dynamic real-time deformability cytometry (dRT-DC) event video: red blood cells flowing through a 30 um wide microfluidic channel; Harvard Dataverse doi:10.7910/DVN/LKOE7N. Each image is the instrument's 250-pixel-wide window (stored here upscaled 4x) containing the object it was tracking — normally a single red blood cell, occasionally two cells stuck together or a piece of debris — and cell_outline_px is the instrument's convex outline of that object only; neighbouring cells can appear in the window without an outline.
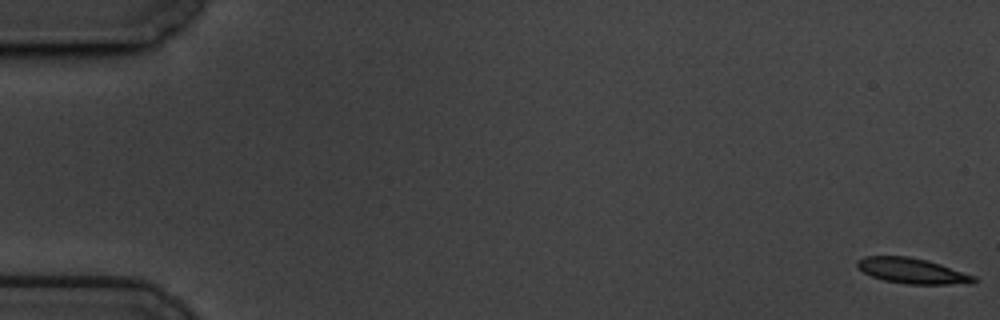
{"species": "common noctule bat (a hibernating species)", "species_latin": "Nyctalus noctula", "temperature_condition": "cold", "stored_images_in_passage": 59, "camera_frame_rate_fps": 3000, "um_per_image_px": 0.085, "animal": {"sex": "male", "body_mass_g": 19.5, "forearm_length_mm": 54.6}, "frame": {"image": 1, "passage_image": 1, "time_ms": 0.0, "image_size_px": [1000, 320], "cell_outline_px": [[976, 284], [908, 284], [884, 280], [872, 276], [864, 272], [856, 264], [856, 260], [864, 256], [908, 256], [928, 260], [976, 276]], "centroid_in_image_um": [77.57, 23.02], "position_along_channel_um": 7.4, "area_um2": 17.34}}
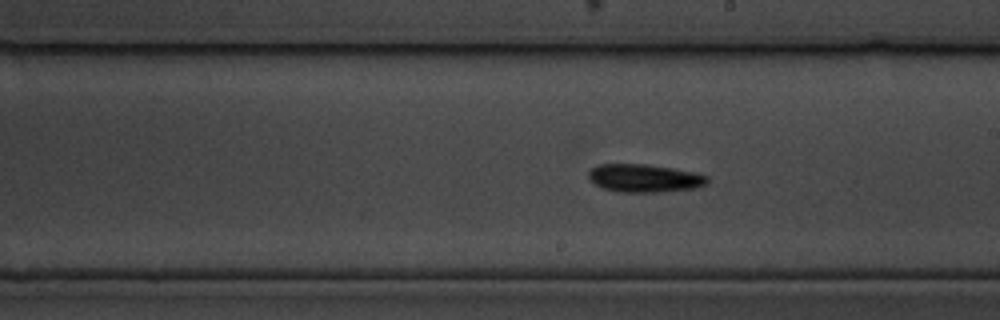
{"frame": {"image": 2, "passage_image": 34, "time_ms": 11.0, "image_size_px": [1000, 320], "cell_outline_px": [[708, 184], [696, 188], [660, 192], [616, 192], [604, 188], [596, 184], [588, 176], [588, 172], [592, 168], [600, 164], [644, 164], [672, 168], [692, 172], [708, 176]], "centroid_in_image_um": [54.79, 15.15], "position_along_channel_um": 234.2, "area_um2": 19.31}}
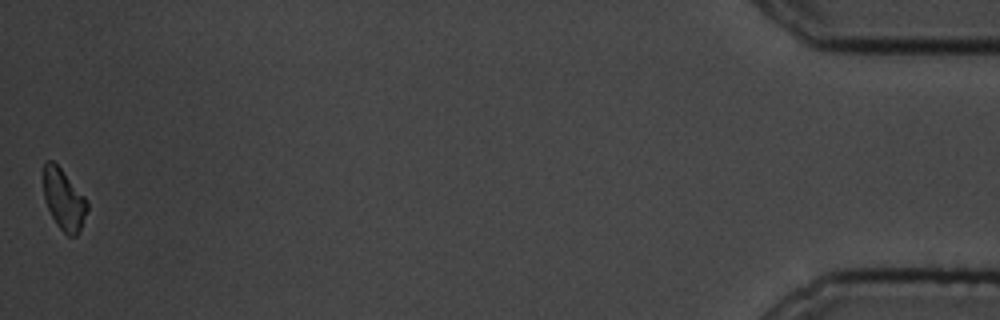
{"frame": {"image": 3, "passage_image": 59, "time_ms": 19.333, "image_size_px": [1000, 320], "cell_outline_px": [[88, 208], [80, 228], [76, 236], [68, 236], [56, 224], [44, 200], [44, 164], [48, 160], [52, 160], [60, 168], [88, 200]], "centroid_in_image_um": [5.42, 16.97], "position_along_channel_um": 429.8, "area_um2": 15.26}, "authors_computed_cell_mechanics": {"area_um2": 17.6868, "velocity_mm_per_s": 3.427, "shape_relaxation_time_tau1_ms": 2.3071, "shape_relaxation_time_tau2_ms": null, "deformation_change_tau1": 0.1046, "deformation_change_tau2": null}}